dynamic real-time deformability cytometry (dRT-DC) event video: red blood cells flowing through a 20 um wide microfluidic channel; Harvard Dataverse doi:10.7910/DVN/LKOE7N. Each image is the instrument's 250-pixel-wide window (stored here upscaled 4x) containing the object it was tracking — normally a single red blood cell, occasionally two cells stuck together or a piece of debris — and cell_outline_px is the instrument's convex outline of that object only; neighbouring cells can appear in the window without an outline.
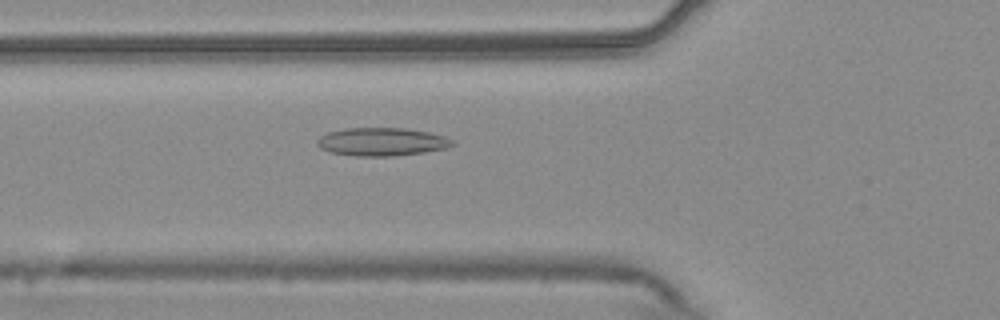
{"species": "common noctule bat (a hibernating species)", "species_latin": "Nyctalus noctula", "temperature_condition": "warm", "stored_images_in_passage": 55, "camera_frame_rate_fps": 3000, "um_per_image_px": 0.085, "animal": {"sex": "male", "body_mass_g": 20.4}, "frame": {"image": 1, "passage_image": 20, "time_ms": 6.333, "image_size_px": [1000, 320], "cell_outline_px": [[456, 144], [448, 148], [424, 152], [392, 156], [356, 156], [332, 152], [320, 148], [316, 144], [316, 140], [320, 136], [328, 132], [344, 128], [404, 128], [428, 132], [444, 136], [452, 140]], "centroid_in_image_um": [32.45, 12.05], "position_along_channel_um": 93.4, "area_um2": 22.2}}
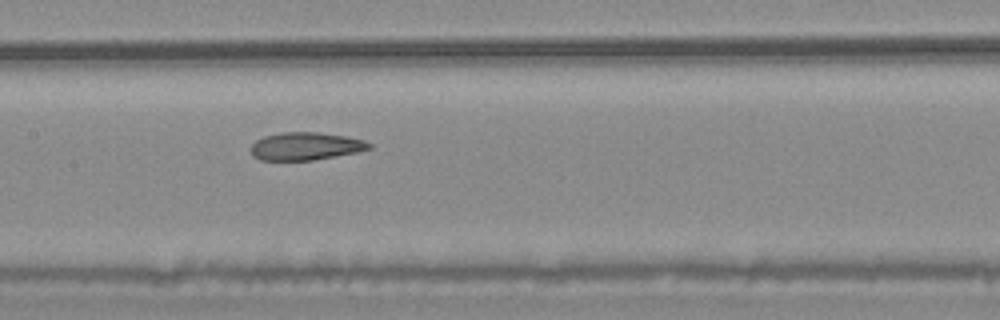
{"frame": {"image": 2, "passage_image": 27, "time_ms": 8.667, "image_size_px": [1000, 320], "cell_outline_px": [[372, 148], [360, 152], [312, 160], [260, 160], [252, 156], [248, 148], [256, 140], [264, 136], [284, 132], [316, 132], [348, 136], [364, 140], [372, 144]], "centroid_in_image_um": [25.98, 12.43], "position_along_channel_um": 181.4, "area_um2": 19.42}}
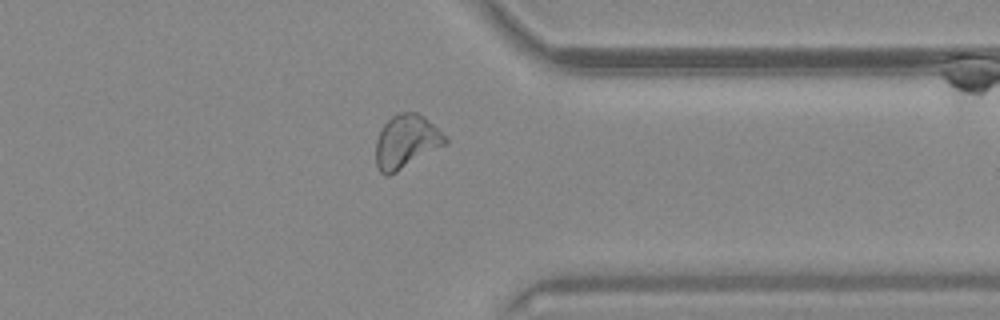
{"frame": {"image": 3, "passage_image": 43, "time_ms": 14.0, "image_size_px": [1000, 320], "cell_outline_px": [[448, 144], [396, 172], [388, 176], [384, 176], [376, 168], [376, 140], [384, 124], [392, 116], [400, 112], [416, 112], [424, 116], [448, 140]], "centroid_in_image_um": [34.51, 12.06], "position_along_channel_um": 376.9, "area_um2": 21.56}, "authors_computed_cell_mechanics": {"area_um2": 21.675, "velocity_mm_per_s": 3.7542, "shape_relaxation_time_tau1_ms": null, "shape_relaxation_time_tau2_ms": 3.0909, "deformation_change_tau1": null, "deformation_change_tau2": 0.1028}}